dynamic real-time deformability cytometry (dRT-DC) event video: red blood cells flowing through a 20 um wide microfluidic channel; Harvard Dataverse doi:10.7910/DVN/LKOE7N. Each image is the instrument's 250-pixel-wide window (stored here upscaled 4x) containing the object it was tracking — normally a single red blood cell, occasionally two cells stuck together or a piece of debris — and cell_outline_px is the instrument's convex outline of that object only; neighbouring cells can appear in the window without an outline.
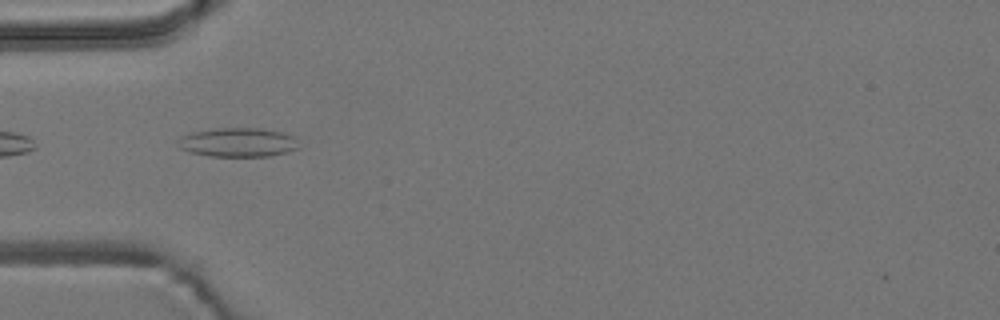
{"species": "common noctule bat (a hibernating species)", "species_latin": "Nyctalus noctula", "temperature_condition": "room temperature", "stored_images_in_passage": 3, "camera_frame_rate_fps": 3000, "um_per_image_px": 0.085, "animal": {"sex": "male", "body_mass_g": 19.2, "forearm_length_mm": 51.8}, "frame": {"image": 1, "passage_image": 1, "time_ms": 0.0, "image_size_px": [1000, 320], "cell_outline_px": [[300, 148], [288, 152], [268, 156], [208, 156], [192, 152], [180, 148], [176, 144], [176, 140], [180, 136], [192, 132], [216, 128], [260, 128], [284, 132], [292, 136]], "centroid_in_image_um": [20.2, 12.09], "position_along_channel_um": 64.8, "area_um2": 20.58}}